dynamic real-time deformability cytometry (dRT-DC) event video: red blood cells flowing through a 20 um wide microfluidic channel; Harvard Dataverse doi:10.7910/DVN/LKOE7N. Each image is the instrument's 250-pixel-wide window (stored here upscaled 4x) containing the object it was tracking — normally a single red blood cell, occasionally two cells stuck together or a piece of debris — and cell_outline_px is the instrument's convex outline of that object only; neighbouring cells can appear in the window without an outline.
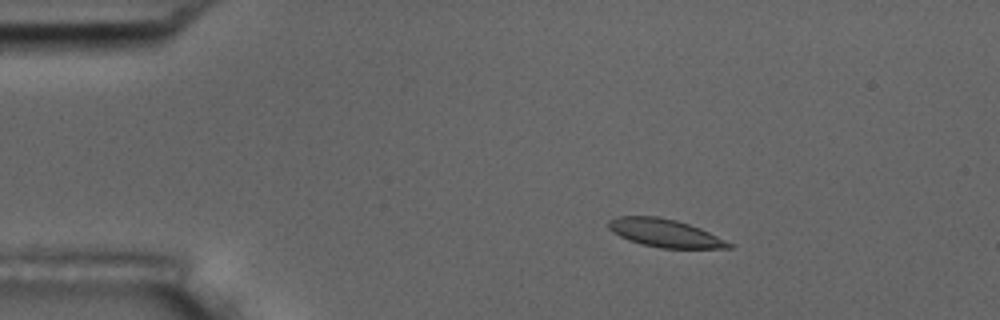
{"species": "common noctule bat (a hibernating species)", "species_latin": "Nyctalus noctula", "temperature_condition": "room temperature", "stored_images_in_passage": 2, "camera_frame_rate_fps": 3000, "um_per_image_px": 0.085, "animal": {"sex": "male", "body_mass_g": 17.5, "forearm_length_mm": 52.3}, "frame": {"image": 1, "passage_image": 1, "time_ms": 0.0, "image_size_px": [1000, 320], "cell_outline_px": [[732, 248], [660, 248], [640, 244], [628, 240], [612, 232], [608, 228], [608, 220], [616, 216], [660, 216], [676, 220], [700, 228], [732, 244]], "centroid_in_image_um": [56.45, 19.8], "position_along_channel_um": 28.6, "area_um2": 19.59}}